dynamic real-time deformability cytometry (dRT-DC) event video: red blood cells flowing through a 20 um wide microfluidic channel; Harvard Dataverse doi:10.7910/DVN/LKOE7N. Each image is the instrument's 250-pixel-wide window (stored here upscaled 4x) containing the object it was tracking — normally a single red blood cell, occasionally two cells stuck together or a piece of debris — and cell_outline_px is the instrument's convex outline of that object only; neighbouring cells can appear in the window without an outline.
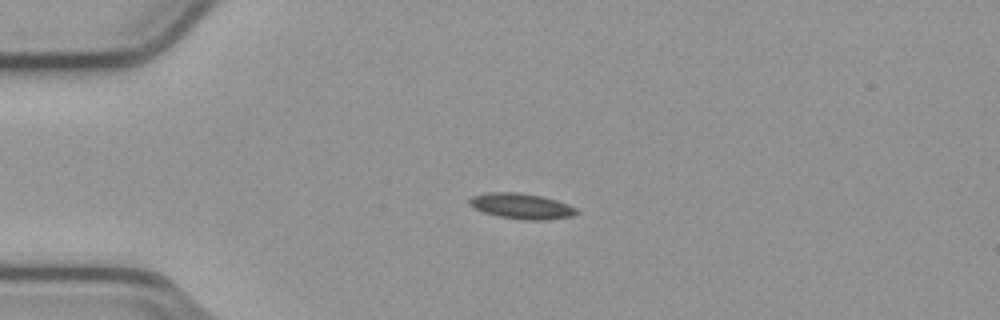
{"species": "common noctule bat (a hibernating species)", "species_latin": "Nyctalus noctula", "temperature_condition": "cold", "stored_images_in_passage": 42, "camera_frame_rate_fps": 3000, "um_per_image_px": 0.085, "animal": {"sex": "male", "body_mass_g": 23.1, "forearm_length_mm": 52.7}, "frame": {"image": 1, "passage_image": 1, "time_ms": 0.0, "image_size_px": [1000, 320], "cell_outline_px": [[580, 212], [572, 216], [544, 220], [524, 220], [500, 216], [484, 212], [468, 204], [468, 200], [472, 196], [488, 192], [516, 192], [540, 196], [556, 200], [568, 204], [576, 208]], "centroid_in_image_um": [44.34, 17.52], "position_along_channel_um": 40.7, "area_um2": 15.84}}
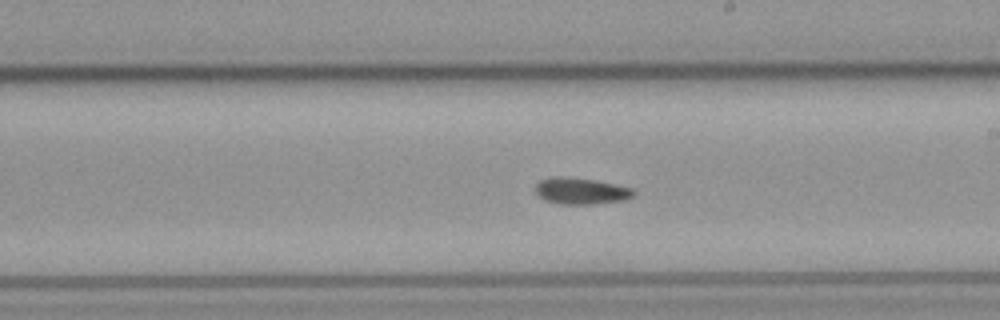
{"frame": {"image": 2, "passage_image": 19, "time_ms": 6.0, "image_size_px": [1000, 320], "cell_outline_px": [[636, 192], [632, 196], [624, 200], [596, 204], [560, 204], [544, 200], [536, 192], [536, 184], [540, 180], [552, 176], [568, 176], [592, 180], [632, 188]], "centroid_in_image_um": [49.35, 16.23], "position_along_channel_um": 239.6, "area_um2": 15.09}}
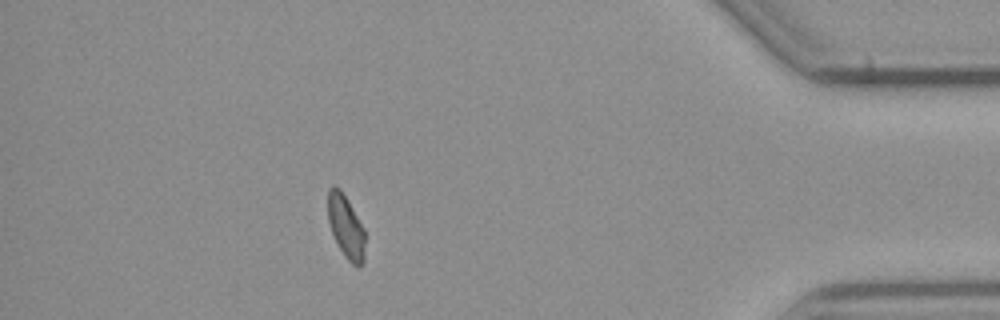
{"frame": {"image": 3, "passage_image": 36, "time_ms": 11.667, "image_size_px": [1000, 320], "cell_outline_px": [[364, 260], [360, 268], [352, 264], [344, 256], [332, 232], [328, 220], [328, 188], [332, 184], [336, 184], [340, 188], [364, 228]], "centroid_in_image_um": [29.39, 19.25], "position_along_channel_um": 405.8, "area_um2": 13.58}, "authors_computed_cell_mechanics": {"area_um2": 14.6523, "velocity_mm_per_s": 3.798, "shape_relaxation_time_tau1_ms": 8.3676, "shape_relaxation_time_tau2_ms": 7.2565, "deformation_change_tau1": 0.1674, "deformation_change_tau2": 0.1322}}